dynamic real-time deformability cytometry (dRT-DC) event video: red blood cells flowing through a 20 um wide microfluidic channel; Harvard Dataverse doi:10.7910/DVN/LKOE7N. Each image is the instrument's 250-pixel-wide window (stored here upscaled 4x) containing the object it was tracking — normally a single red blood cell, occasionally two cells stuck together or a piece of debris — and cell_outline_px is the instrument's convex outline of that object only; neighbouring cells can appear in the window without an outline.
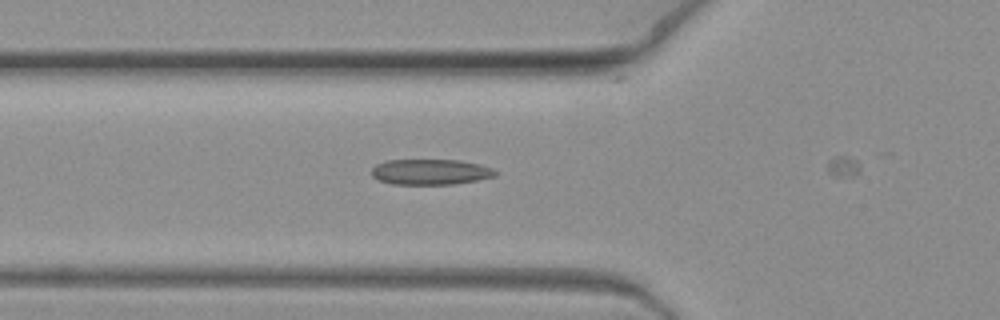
{"species": "common noctule bat (a hibernating species)", "species_latin": "Nyctalus noctula", "temperature_condition": "warm", "stored_images_in_passage": 5, "camera_frame_rate_fps": 3000, "um_per_image_px": 0.085, "animal": {"sex": "female", "body_mass_g": 19.3, "forearm_length_mm": 54.1}, "frame": {"image": 1, "passage_image": 4, "time_ms": 1.0, "image_size_px": [1000, 320], "cell_outline_px": [[496, 176], [476, 180], [452, 184], [392, 184], [380, 180], [372, 176], [372, 168], [376, 164], [388, 160], [460, 160], [480, 164], [492, 168], [496, 172]], "centroid_in_image_um": [36.59, 14.6], "position_along_channel_um": 89.2, "area_um2": 18.32}}